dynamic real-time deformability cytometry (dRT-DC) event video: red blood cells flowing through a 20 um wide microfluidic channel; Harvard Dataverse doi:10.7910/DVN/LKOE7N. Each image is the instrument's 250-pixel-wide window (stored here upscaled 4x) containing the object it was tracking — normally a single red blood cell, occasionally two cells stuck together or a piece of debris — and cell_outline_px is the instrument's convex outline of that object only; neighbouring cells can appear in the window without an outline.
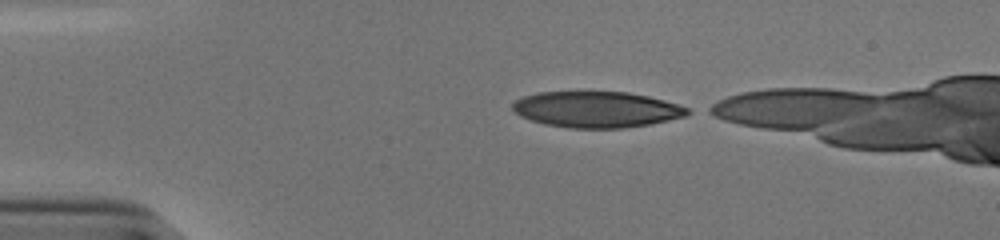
{"species": "human", "species_latin": "Homo sapiens", "temperature_condition": "cold", "stored_images_in_passage": 38, "camera_frame_rate_fps": 3000, "um_per_image_px": 0.085, "donor": {"sex": "male"}, "frame": {"image": 1, "passage_image": 1, "time_ms": 0.0, "image_size_px": [1000, 240], "cell_outline_px": [[692, 112], [684, 116], [668, 120], [648, 124], [624, 128], [568, 128], [544, 124], [520, 116], [512, 108], [512, 104], [516, 100], [524, 96], [536, 92], [628, 92], [648, 96], [664, 100], [688, 108]], "centroid_in_image_um": [50.69, 9.3], "position_along_channel_um": 34.3, "area_um2": 36.59}}
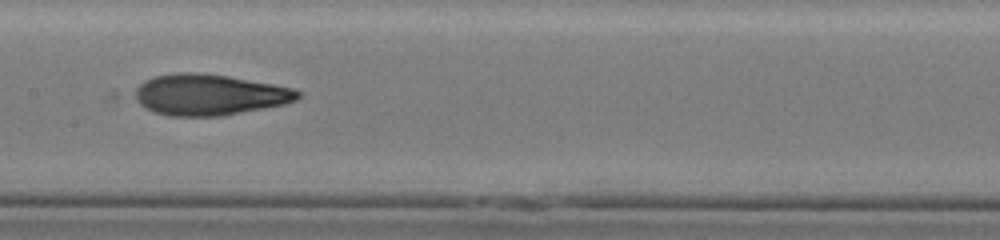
{"frame": {"image": 2, "passage_image": 17, "time_ms": 5.333, "image_size_px": [1000, 240], "cell_outline_px": [[300, 96], [296, 100], [284, 104], [264, 108], [220, 116], [168, 116], [152, 112], [144, 108], [136, 100], [136, 88], [144, 80], [156, 76], [184, 72], [196, 72], [228, 76], [296, 88], [300, 92]], "centroid_in_image_um": [17.79, 8.06], "position_along_channel_um": 189.6, "area_um2": 38.9}}
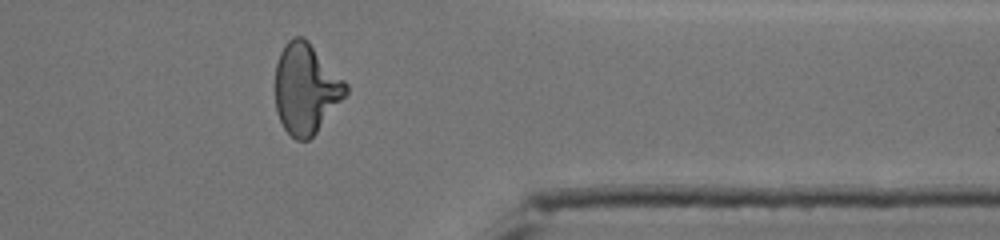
{"frame": {"image": 3, "passage_image": 33, "time_ms": 10.667, "image_size_px": [1000, 240], "cell_outline_px": [[348, 92], [316, 132], [308, 140], [296, 140], [284, 128], [276, 112], [276, 64], [280, 52], [284, 44], [288, 40], [296, 36], [304, 36], [308, 40], [348, 84]], "centroid_in_image_um": [26.0, 7.51], "position_along_channel_um": 385.4, "area_um2": 36.88}, "authors_computed_cell_mechanics": {"area_um2": 38.148, "velocity_mm_per_s": 3.8696, "shape_relaxation_time_tau1_ms": 7.2308, "shape_relaxation_time_tau2_ms": 1.9283, "deformation_change_tau1": 0.2599, "deformation_change_tau2": 0.096}}